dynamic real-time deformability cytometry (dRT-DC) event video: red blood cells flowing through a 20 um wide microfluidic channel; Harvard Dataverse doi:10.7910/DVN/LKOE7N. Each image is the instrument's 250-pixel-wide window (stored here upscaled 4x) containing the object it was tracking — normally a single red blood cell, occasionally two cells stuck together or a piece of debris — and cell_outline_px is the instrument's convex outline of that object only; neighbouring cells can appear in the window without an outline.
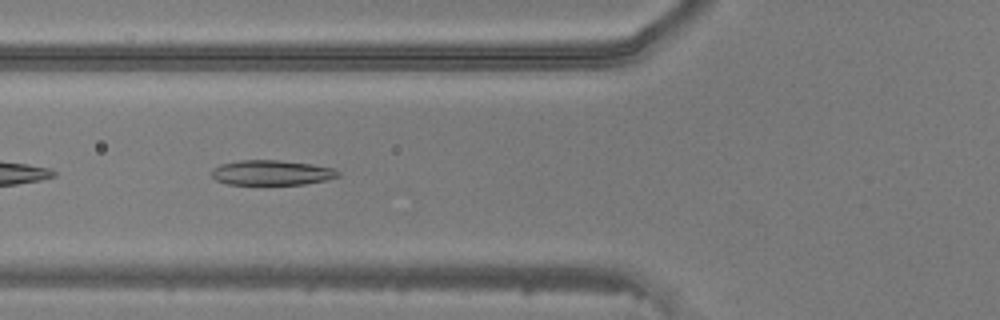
{"species": "common noctule bat (a hibernating species)", "species_latin": "Nyctalus noctula", "temperature_condition": "warm", "stored_images_in_passage": 38, "camera_frame_rate_fps": 3000, "um_per_image_px": 0.085, "animal": {"sex": "male", "body_mass_g": 20.5, "forearm_length_mm": 52.5}, "frame": {"image": 1, "passage_image": 8, "time_ms": 2.333, "image_size_px": [1000, 320], "cell_outline_px": [[340, 176], [324, 180], [304, 184], [228, 184], [216, 180], [212, 176], [212, 168], [220, 164], [240, 160], [280, 160], [312, 164], [332, 168], [340, 172]], "centroid_in_image_um": [23.07, 14.67], "position_along_channel_um": 102.7, "area_um2": 18.32}}
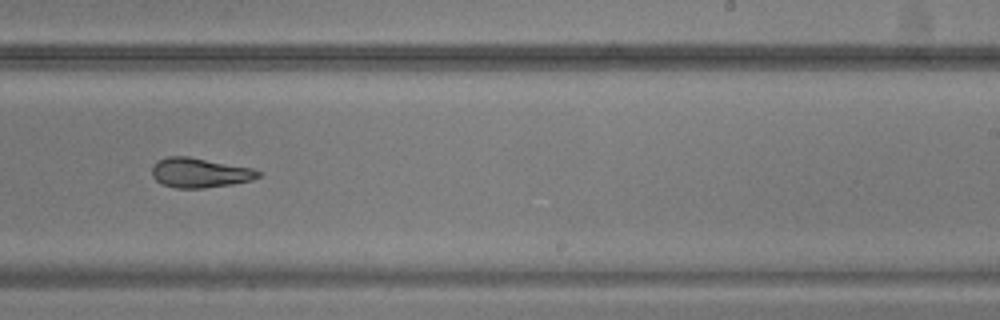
{"frame": {"image": 2, "passage_image": 20, "time_ms": 6.333, "image_size_px": [1000, 320], "cell_outline_px": [[260, 176], [252, 180], [232, 184], [204, 188], [176, 188], [160, 184], [152, 176], [152, 168], [160, 160], [168, 156], [188, 156], [252, 168], [260, 172]], "centroid_in_image_um": [16.97, 14.69], "position_along_channel_um": 272.0, "area_um2": 18.26}}
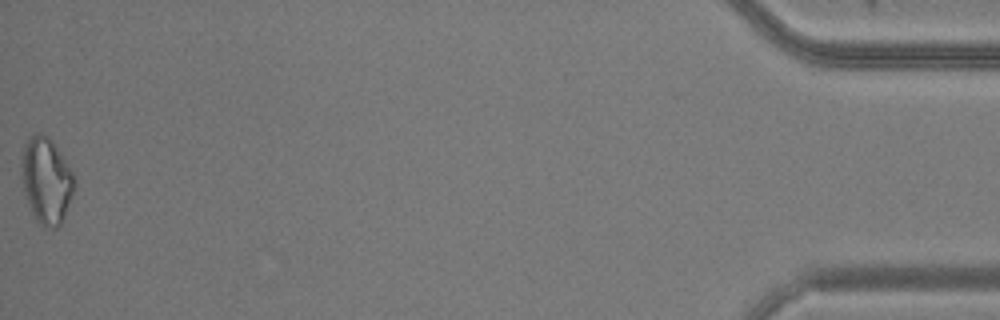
{"frame": {"image": 3, "passage_image": 38, "time_ms": 12.333, "image_size_px": [1000, 320], "cell_outline_px": [[76, 184], [60, 224], [56, 228], [44, 228], [36, 220], [32, 212], [24, 192], [24, 144], [36, 132], [40, 132], [48, 136], [52, 140], [60, 152], [72, 172], [76, 180]], "centroid_in_image_um": [3.98, 15.35], "position_along_channel_um": 431.2, "area_um2": 25.66}}